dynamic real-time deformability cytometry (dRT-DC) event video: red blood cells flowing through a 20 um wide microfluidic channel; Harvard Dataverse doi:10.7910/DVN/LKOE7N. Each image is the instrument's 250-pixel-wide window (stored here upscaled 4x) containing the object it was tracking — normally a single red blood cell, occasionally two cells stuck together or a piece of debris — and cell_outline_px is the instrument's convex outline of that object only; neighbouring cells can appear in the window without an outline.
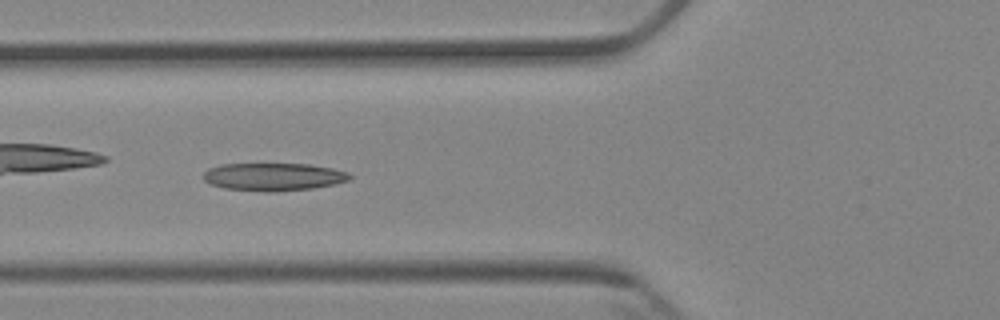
{"species": "Egyptian fruit bat (a non-hibernating species)", "species_latin": "Rousettus aegyptiacus", "temperature_condition": "cold", "stored_images_in_passage": 8, "camera_frame_rate_fps": 3000, "um_per_image_px": 0.085, "animal": {"sex": "female"}, "frame": {"image": 1, "passage_image": 6, "time_ms": 6.667, "image_size_px": [1000, 320], "cell_outline_px": [[352, 176], [348, 180], [336, 184], [312, 188], [276, 192], [268, 192], [224, 188], [212, 184], [204, 180], [204, 172], [208, 168], [220, 164], [308, 164], [332, 168], [348, 172]], "centroid_in_image_um": [23.25, 15.03], "position_along_channel_um": 102.5, "area_um2": 23.7}}
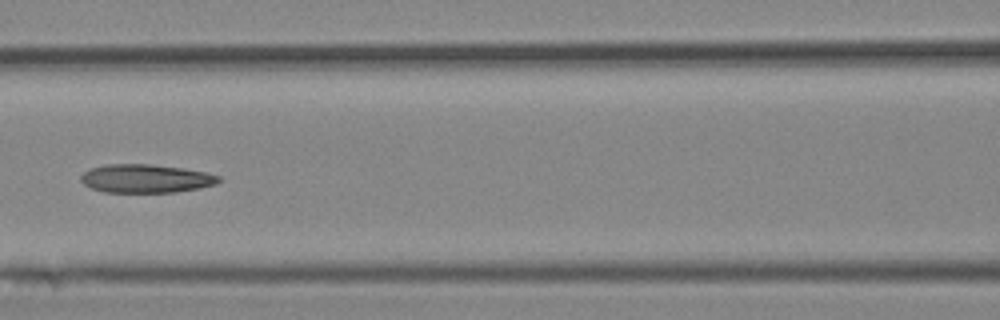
{"frame": {"image": 2, "passage_image": 7, "time_ms": 8.0, "image_size_px": [1000, 320], "cell_outline_px": [[220, 180], [216, 184], [200, 188], [176, 192], [104, 192], [92, 188], [84, 184], [80, 180], [80, 176], [84, 172], [92, 168], [104, 164], [148, 164], [180, 168], [204, 172], [220, 176]], "centroid_in_image_um": [12.38, 15.18], "position_along_channel_um": 154.2, "area_um2": 22.72}}
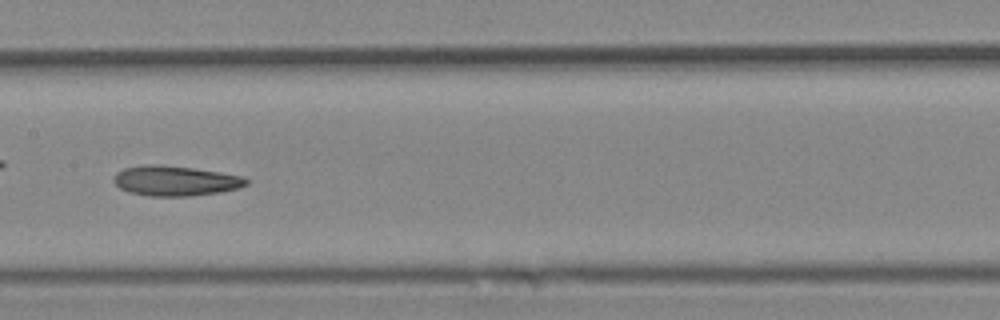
{"frame": {"image": 3, "passage_image": 8, "time_ms": 9.0, "image_size_px": [1000, 320], "cell_outline_px": [[248, 184], [240, 188], [220, 192], [188, 196], [148, 196], [128, 192], [120, 188], [112, 180], [112, 176], [116, 172], [124, 168], [148, 164], [160, 164], [192, 168], [220, 172], [244, 176], [248, 180]], "centroid_in_image_um": [14.89, 15.37], "position_along_channel_um": 192.5, "area_um2": 23.41}}